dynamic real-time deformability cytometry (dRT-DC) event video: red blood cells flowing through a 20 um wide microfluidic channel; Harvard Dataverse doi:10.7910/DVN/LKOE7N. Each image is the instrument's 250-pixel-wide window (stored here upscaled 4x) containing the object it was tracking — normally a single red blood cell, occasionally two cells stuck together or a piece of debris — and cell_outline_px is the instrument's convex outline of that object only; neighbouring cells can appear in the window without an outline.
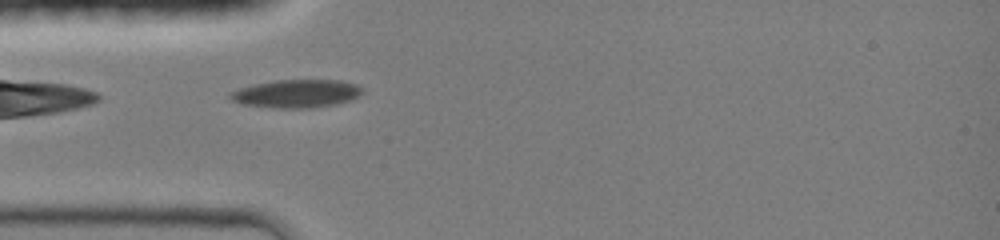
{"species": "common noctule bat (a hibernating species)", "species_latin": "Nyctalus noctula", "temperature_condition": "room temperature", "stored_images_in_passage": 25, "camera_frame_rate_fps": 3000, "um_per_image_px": 0.085, "animal": {"sex": "female", "body_mass_g": 19.0, "forearm_length_mm": 51.5}, "frame": {"image": 1, "passage_image": 2, "time_ms": 0.333, "image_size_px": [1000, 240], "cell_outline_px": [[364, 92], [352, 100], [336, 104], [312, 108], [272, 108], [244, 104], [232, 100], [228, 96], [232, 92], [240, 88], [256, 84], [276, 80], [340, 80], [356, 84], [364, 88]], "centroid_in_image_um": [25.27, 7.96], "position_along_channel_um": 59.7, "area_um2": 21.68}}
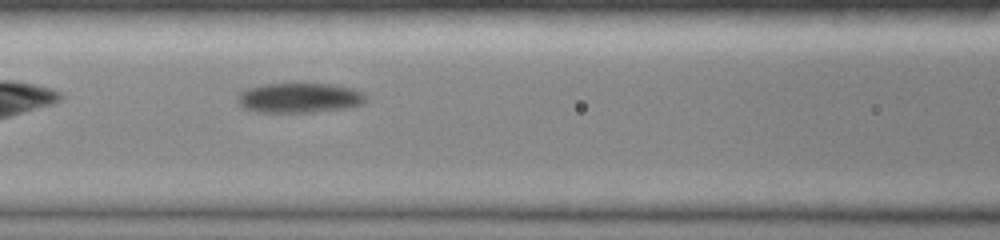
{"frame": {"image": 2, "passage_image": 8, "time_ms": 2.333, "image_size_px": [1000, 240], "cell_outline_px": [[364, 100], [360, 104], [348, 108], [312, 112], [256, 112], [244, 108], [236, 100], [236, 96], [244, 88], [264, 84], [332, 84], [352, 88], [364, 92]], "centroid_in_image_um": [25.39, 8.31], "position_along_channel_um": 141.2, "area_um2": 22.37}}
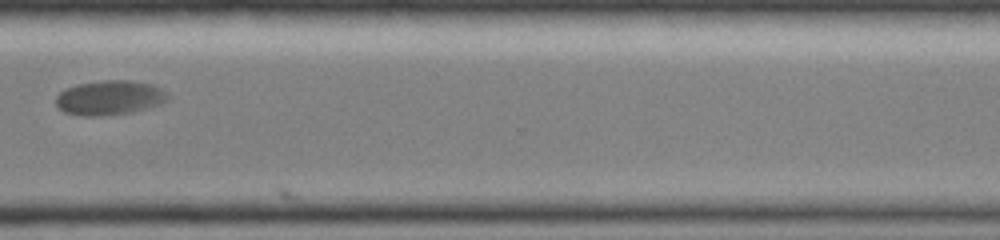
{"frame": {"image": 3, "passage_image": 24, "time_ms": 7.667, "image_size_px": [1000, 240], "cell_outline_px": [[168, 100], [160, 104], [132, 112], [100, 116], [80, 116], [64, 112], [56, 104], [56, 96], [60, 92], [76, 84], [104, 80], [132, 80], [152, 84], [168, 92]], "centroid_in_image_um": [9.33, 8.3], "position_along_channel_um": 361.3, "area_um2": 22.6}}